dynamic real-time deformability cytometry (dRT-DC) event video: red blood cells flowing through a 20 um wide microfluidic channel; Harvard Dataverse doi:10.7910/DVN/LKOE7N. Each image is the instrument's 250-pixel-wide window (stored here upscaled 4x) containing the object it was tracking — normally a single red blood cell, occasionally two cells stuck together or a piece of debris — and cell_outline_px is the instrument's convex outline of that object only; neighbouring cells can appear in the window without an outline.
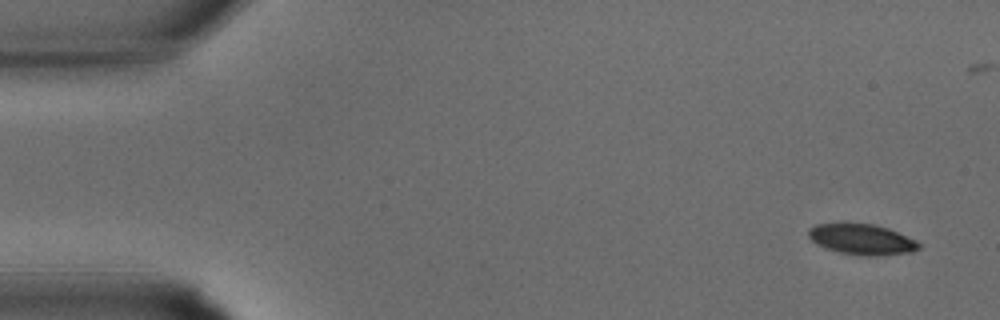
{"species": "common noctule bat (a hibernating species)", "species_latin": "Nyctalus noctula", "temperature_condition": "warm", "stored_images_in_passage": 33, "camera_frame_rate_fps": 3000, "um_per_image_px": 0.085, "animal": {"sex": "male", "body_mass_g": 15.6}, "frame": {"image": 1, "passage_image": 1, "time_ms": 0.0, "image_size_px": [1000, 320], "cell_outline_px": [[920, 248], [912, 252], [884, 256], [864, 256], [840, 252], [824, 248], [812, 240], [808, 236], [808, 232], [816, 224], [872, 224], [888, 228], [916, 240], [920, 244]], "centroid_in_image_um": [73.3, 20.37], "position_along_channel_um": 11.7, "area_um2": 19.54}}
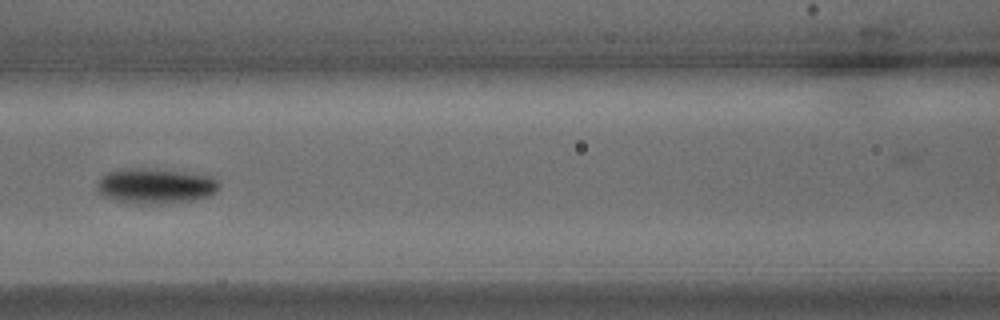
{"frame": {"image": 2, "passage_image": 14, "time_ms": 4.333, "image_size_px": [1000, 320], "cell_outline_px": [[220, 184], [216, 192], [208, 196], [192, 200], [160, 204], [144, 204], [116, 200], [104, 196], [96, 188], [96, 184], [100, 176], [116, 168], [152, 168], [196, 172], [212, 176]], "centroid_in_image_um": [13.22, 15.77], "position_along_channel_um": 153.4, "area_um2": 25.61}}
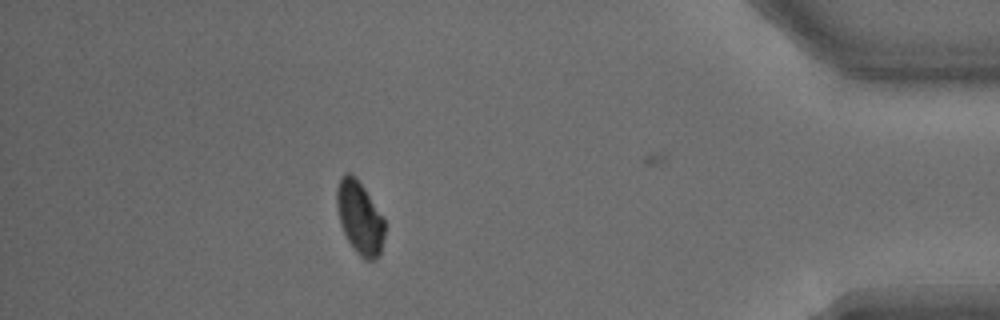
{"frame": {"image": 3, "passage_image": 29, "time_ms": 9.333, "image_size_px": [1000, 320], "cell_outline_px": [[384, 236], [380, 256], [376, 260], [364, 260], [356, 252], [348, 240], [340, 224], [336, 204], [336, 188], [340, 176], [344, 172], [352, 172], [360, 180], [384, 216]], "centroid_in_image_um": [30.58, 18.45], "position_along_channel_um": 404.6, "area_um2": 20.98}}